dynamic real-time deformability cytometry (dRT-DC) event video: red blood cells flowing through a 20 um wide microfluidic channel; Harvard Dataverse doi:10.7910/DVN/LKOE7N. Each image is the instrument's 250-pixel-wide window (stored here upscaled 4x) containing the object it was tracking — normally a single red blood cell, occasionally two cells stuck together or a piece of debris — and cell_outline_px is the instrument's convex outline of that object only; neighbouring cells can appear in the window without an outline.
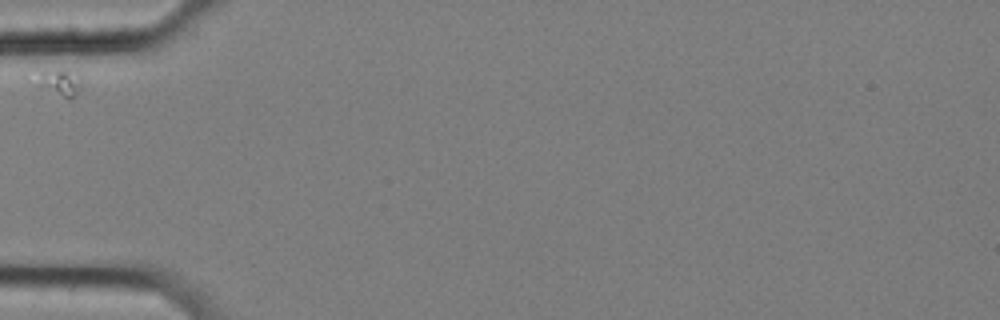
{"species": "common noctule bat (a hibernating species)", "species_latin": "Nyctalus noctula", "temperature_condition": "cold", "stored_images_in_passage": 4, "camera_frame_rate_fps": 3000, "um_per_image_px": 0.085, "animal": {"sex": "female", "body_mass_g": 25.1}, "frame": {"image": 1, "passage_image": 1, "time_ms": 0.0, "image_size_px": [1000, 320], "cell_outline_px": [[136, 48], [72, 96], [64, 96], [40, 84], [16, 52], [116, 40], [124, 40], [136, 44]], "centroid_in_image_um": [6.3, 5.43], "position_along_channel_um": 78.7, "area_um2": 27.05}}